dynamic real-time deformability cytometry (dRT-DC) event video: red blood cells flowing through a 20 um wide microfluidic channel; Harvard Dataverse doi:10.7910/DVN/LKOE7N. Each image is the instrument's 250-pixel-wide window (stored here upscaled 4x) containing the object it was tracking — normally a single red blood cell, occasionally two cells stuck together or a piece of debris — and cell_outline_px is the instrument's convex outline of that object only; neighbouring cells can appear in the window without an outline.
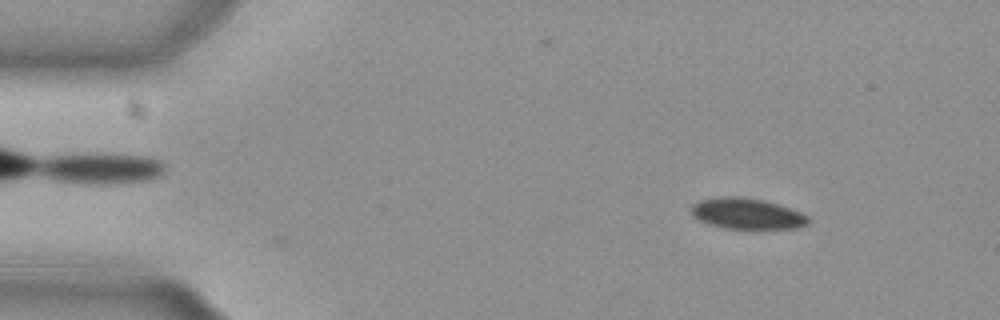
{"species": "common noctule bat (a hibernating species)", "species_latin": "Nyctalus noctula", "temperature_condition": "cold", "stored_images_in_passage": 6, "camera_frame_rate_fps": 3000, "um_per_image_px": 0.085, "animal": {"sex": "female", "body_mass_g": 29.2, "forearm_length_mm": 56.3}, "frame": {"image": 1, "passage_image": 6, "time_ms": 1.667, "image_size_px": [1000, 320], "cell_outline_px": [[812, 220], [808, 224], [796, 228], [724, 228], [708, 224], [692, 216], [688, 208], [692, 204], [700, 200], [720, 196], [736, 196], [764, 200], [800, 212], [808, 216]], "centroid_in_image_um": [63.44, 18.15], "position_along_channel_um": 21.6, "area_um2": 21.1}}